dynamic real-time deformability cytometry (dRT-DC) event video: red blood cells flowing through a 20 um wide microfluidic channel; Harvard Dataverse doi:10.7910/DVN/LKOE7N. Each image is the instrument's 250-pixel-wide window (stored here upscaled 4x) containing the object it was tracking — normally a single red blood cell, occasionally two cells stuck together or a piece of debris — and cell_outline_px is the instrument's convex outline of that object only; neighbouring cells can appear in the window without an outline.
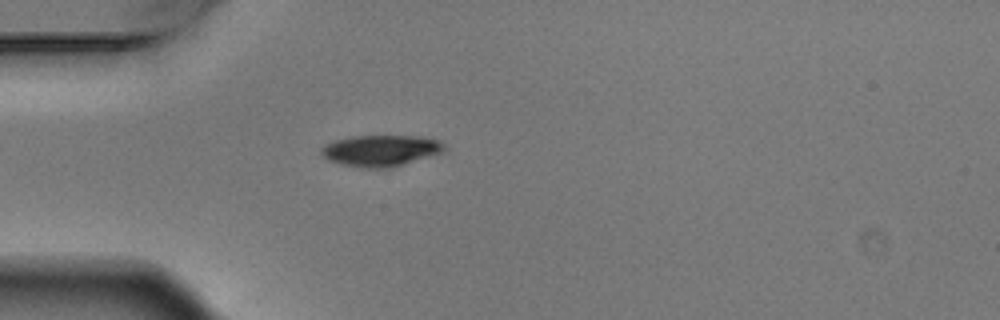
{"species": "Egyptian fruit bat (a non-hibernating species)", "species_latin": "Rousettus aegyptiacus", "temperature_condition": "warm", "stored_images_in_passage": 4, "camera_frame_rate_fps": 3000, "um_per_image_px": 0.085, "animal": {"sex": "male"}, "frame": {"image": 1, "passage_image": 4, "time_ms": 1.0, "image_size_px": [1000, 320], "cell_outline_px": [[444, 152], [404, 164], [388, 168], [360, 168], [340, 164], [328, 160], [320, 152], [320, 148], [324, 144], [336, 140], [356, 136], [420, 136], [440, 140], [444, 144]], "centroid_in_image_um": [32.36, 12.8], "position_along_channel_um": 52.6, "area_um2": 22.48}}